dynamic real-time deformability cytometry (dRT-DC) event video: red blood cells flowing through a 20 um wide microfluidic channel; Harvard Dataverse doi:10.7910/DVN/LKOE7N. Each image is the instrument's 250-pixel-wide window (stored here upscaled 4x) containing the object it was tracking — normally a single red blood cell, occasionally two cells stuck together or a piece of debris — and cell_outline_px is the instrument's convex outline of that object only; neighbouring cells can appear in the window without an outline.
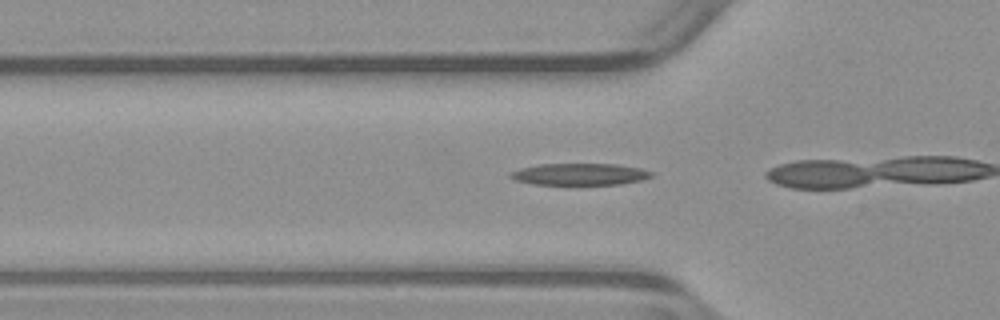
{"species": "common noctule bat (a hibernating species)", "species_latin": "Nyctalus noctula", "temperature_condition": "warm", "stored_images_in_passage": 37, "camera_frame_rate_fps": 3000, "um_per_image_px": 0.085, "animal": {"sex": "male", "body_mass_g": 23.1, "forearm_length_mm": 52.7}, "frame": {"image": 1, "passage_image": 14, "time_ms": 4.333, "image_size_px": [1000, 320], "cell_outline_px": [[652, 176], [640, 180], [620, 184], [532, 184], [516, 180], [508, 176], [508, 172], [520, 168], [540, 164], [616, 164], [640, 168], [652, 172]], "centroid_in_image_um": [49.23, 14.8], "position_along_channel_um": 76.6, "area_um2": 17.74}}